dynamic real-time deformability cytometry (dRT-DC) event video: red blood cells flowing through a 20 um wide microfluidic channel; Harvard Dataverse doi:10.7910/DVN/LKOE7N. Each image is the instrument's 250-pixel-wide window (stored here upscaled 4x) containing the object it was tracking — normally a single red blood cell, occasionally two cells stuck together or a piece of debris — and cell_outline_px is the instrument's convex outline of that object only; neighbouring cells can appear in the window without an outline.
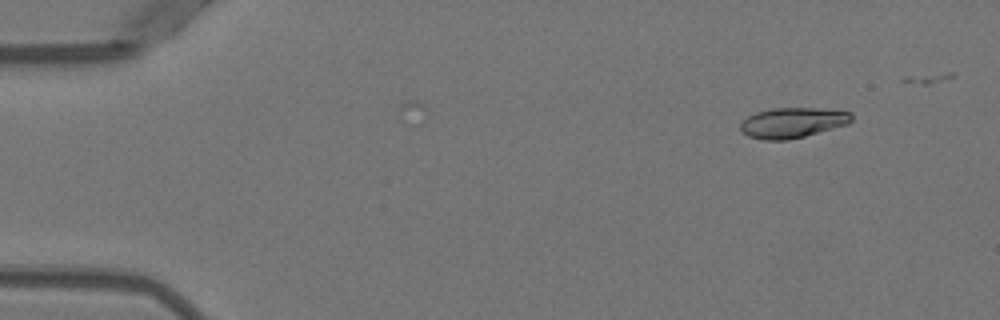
{"species": "Egyptian fruit bat (a non-hibernating species)", "species_latin": "Rousettus aegyptiacus", "temperature_condition": "warm", "stored_images_in_passage": 40, "camera_frame_rate_fps": 3000, "um_per_image_px": 0.085, "animal": {"sex": "female"}, "frame": {"image": 1, "passage_image": 1, "time_ms": 0.0, "image_size_px": [1000, 320], "cell_outline_px": [[852, 120], [848, 124], [804, 136], [788, 140], [764, 140], [748, 136], [740, 128], [740, 124], [748, 116], [756, 112], [772, 108], [816, 108], [852, 112]], "centroid_in_image_um": [67.37, 10.42], "position_along_channel_um": 17.6, "area_um2": 19.48}}
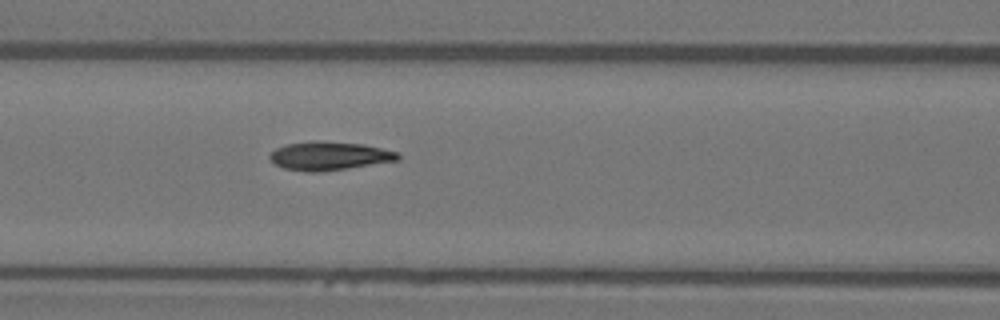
{"frame": {"image": 2, "passage_image": 18, "time_ms": 5.667, "image_size_px": [1000, 320], "cell_outline_px": [[400, 160], [348, 168], [320, 172], [308, 172], [284, 168], [276, 164], [268, 156], [276, 148], [288, 144], [312, 140], [316, 140], [364, 144], [400, 152]], "centroid_in_image_um": [28.03, 13.24], "position_along_channel_um": 138.6, "area_um2": 21.39}}
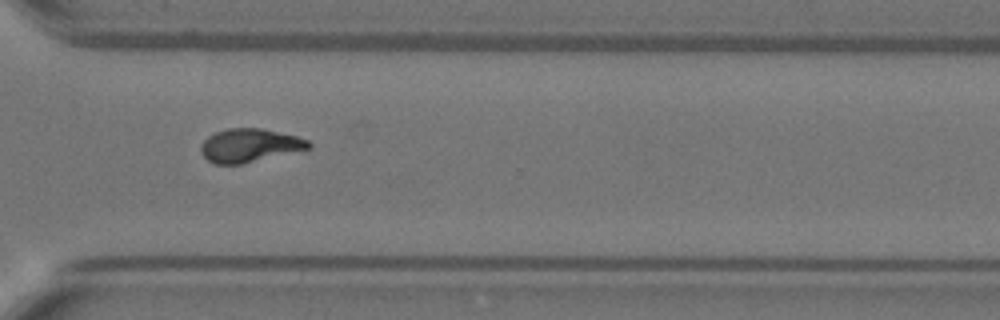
{"frame": {"image": 3, "passage_image": 34, "time_ms": 11.0, "image_size_px": [1000, 320], "cell_outline_px": [[312, 148], [240, 164], [216, 164], [208, 160], [200, 152], [200, 148], [204, 140], [208, 136], [216, 132], [228, 128], [260, 128], [296, 136], [308, 140], [312, 144]], "centroid_in_image_um": [21.21, 12.36], "position_along_channel_um": 349.4, "area_um2": 20.81}}